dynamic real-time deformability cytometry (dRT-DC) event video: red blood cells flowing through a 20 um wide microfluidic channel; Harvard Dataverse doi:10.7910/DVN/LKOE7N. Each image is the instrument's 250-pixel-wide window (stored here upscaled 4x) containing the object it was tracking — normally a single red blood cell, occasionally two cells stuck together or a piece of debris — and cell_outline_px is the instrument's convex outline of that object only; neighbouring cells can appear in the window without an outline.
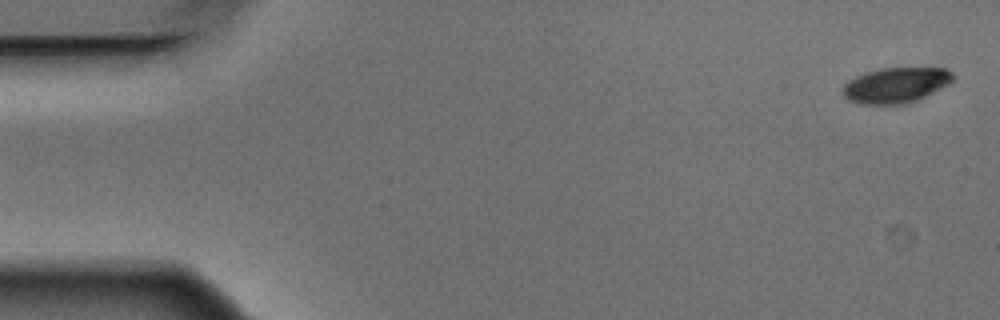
{"species": "Egyptian fruit bat (a non-hibernating species)", "species_latin": "Rousettus aegyptiacus", "temperature_condition": "warm", "stored_images_in_passage": 5, "segment_of_instrument_passage": [2, 2], "camera_frame_rate_fps": 3000, "um_per_image_px": 0.085, "animal": {"sex": "male"}, "frame": {"image": 1, "passage_image": 5, "time_ms": 1.333, "image_size_px": [1000, 320], "cell_outline_px": [[952, 80], [948, 84], [916, 100], [904, 104], [860, 104], [848, 100], [844, 96], [844, 84], [848, 80], [856, 76], [880, 68], [948, 68], [952, 72]], "centroid_in_image_um": [76.12, 7.23], "position_along_channel_um": 8.9, "area_um2": 22.43}}